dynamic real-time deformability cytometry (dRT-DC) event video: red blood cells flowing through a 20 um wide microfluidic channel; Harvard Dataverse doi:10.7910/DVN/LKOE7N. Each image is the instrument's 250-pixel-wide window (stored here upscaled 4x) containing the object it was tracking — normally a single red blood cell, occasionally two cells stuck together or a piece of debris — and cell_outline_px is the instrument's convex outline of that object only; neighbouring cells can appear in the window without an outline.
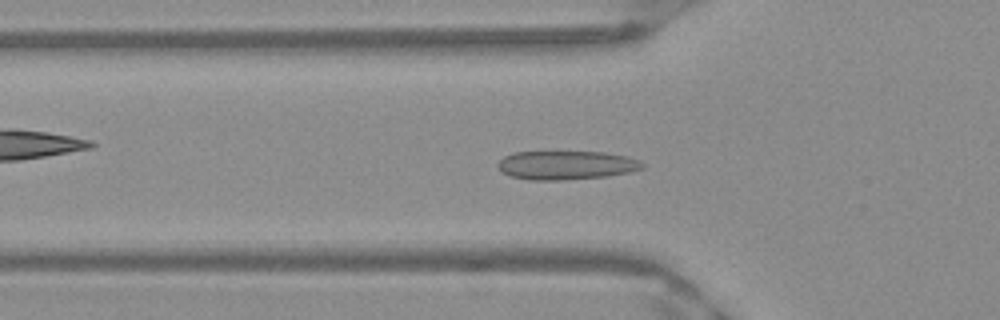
{"species": "Egyptian fruit bat (a non-hibernating species)", "species_latin": "Rousettus aegyptiacus", "temperature_condition": "warm", "stored_images_in_passage": 51, "camera_frame_rate_fps": 3000, "um_per_image_px": 0.085, "frame": {"image": 1, "passage_image": 17, "time_ms": 5.333, "image_size_px": [1000, 320], "cell_outline_px": [[644, 168], [628, 172], [608, 176], [564, 180], [528, 180], [512, 176], [500, 172], [496, 164], [504, 156], [512, 152], [604, 152], [628, 156], [640, 160], [644, 164]], "centroid_in_image_um": [48.12, 14.04], "position_along_channel_um": 77.7, "area_um2": 24.45}}
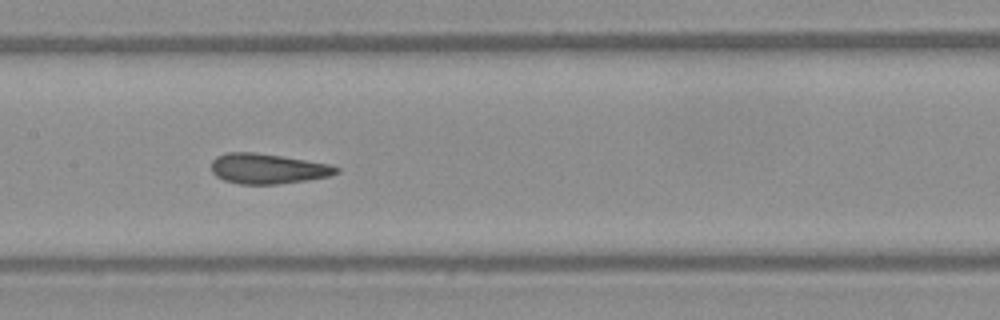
{"frame": {"image": 2, "passage_image": 25, "time_ms": 8.0, "image_size_px": [1000, 320], "cell_outline_px": [[340, 172], [328, 176], [308, 180], [276, 184], [240, 184], [224, 180], [216, 176], [212, 172], [212, 160], [216, 156], [228, 152], [256, 152], [332, 164], [340, 168]], "centroid_in_image_um": [22.77, 14.33], "position_along_channel_um": 184.6, "area_um2": 22.08}}
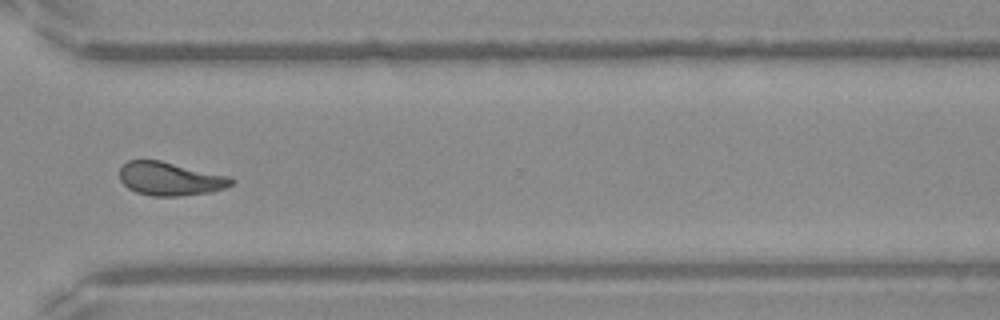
{"frame": {"image": 3, "passage_image": 38, "time_ms": 12.333, "image_size_px": [1000, 320], "cell_outline_px": [[236, 180], [232, 184], [224, 188], [208, 192], [180, 196], [152, 196], [136, 192], [128, 188], [120, 180], [120, 168], [128, 160], [160, 160], [232, 176]], "centroid_in_image_um": [14.49, 15.19], "position_along_channel_um": 356.1, "area_um2": 21.91}, "authors_computed_cell_mechanics": {"area_um2": 22.4842, "velocity_mm_per_s": 3.9655, "shape_relaxation_time_tau1_ms": 10.1588, "shape_relaxation_time_tau2_ms": 1.1053, "deformation_change_tau1": 0.2237, "deformation_change_tau2": 0.0659}}